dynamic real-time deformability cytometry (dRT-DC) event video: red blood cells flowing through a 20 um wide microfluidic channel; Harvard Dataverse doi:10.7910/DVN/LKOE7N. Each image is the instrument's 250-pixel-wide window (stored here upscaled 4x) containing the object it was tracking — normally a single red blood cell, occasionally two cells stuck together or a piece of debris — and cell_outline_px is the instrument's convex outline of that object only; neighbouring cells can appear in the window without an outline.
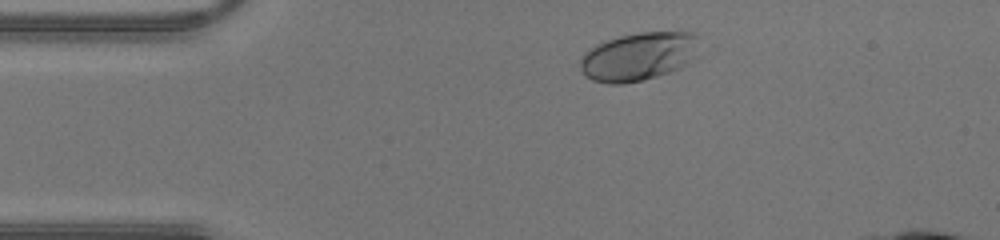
{"species": "human", "species_latin": "Homo sapiens", "temperature_condition": "warm", "stored_images_in_passage": 32, "camera_frame_rate_fps": 3000, "um_per_image_px": 0.085, "donor": {"sex": "male"}, "frame": {"image": 1, "passage_image": 3, "time_ms": 0.667, "image_size_px": [1000, 240], "cell_outline_px": [[700, 36], [696, 56], [688, 64], [680, 68], [644, 80], [624, 84], [608, 84], [592, 80], [584, 76], [580, 68], [580, 56], [584, 52], [596, 44], [620, 36], [640, 32], [696, 32]], "centroid_in_image_um": [54.29, 4.8], "position_along_channel_um": 30.7, "area_um2": 33.99}}
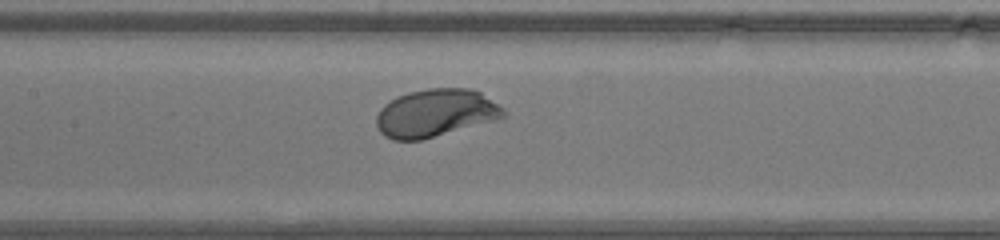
{"frame": {"image": 2, "passage_image": 15, "time_ms": 4.667, "image_size_px": [1000, 240], "cell_outline_px": [[508, 116], [496, 120], [420, 140], [392, 140], [384, 136], [380, 132], [376, 124], [376, 116], [380, 108], [384, 104], [396, 96], [408, 92], [428, 88], [468, 88], [480, 92], [504, 108], [508, 112]], "centroid_in_image_um": [37.02, 9.6], "position_along_channel_um": 170.4, "area_um2": 35.6}}
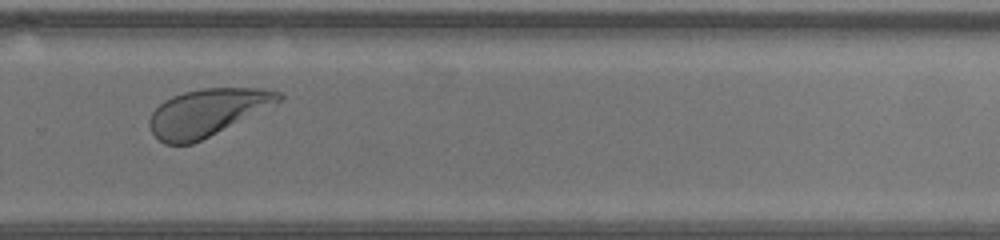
{"frame": {"image": 3, "passage_image": 24, "time_ms": 7.667, "image_size_px": [1000, 240], "cell_outline_px": [[284, 96], [280, 100], [192, 144], [164, 144], [152, 132], [148, 124], [148, 120], [152, 112], [164, 100], [172, 96], [184, 92], [204, 88], [260, 88], [284, 92]], "centroid_in_image_um": [17.55, 9.54], "position_along_channel_um": 312.3, "area_um2": 34.62}}